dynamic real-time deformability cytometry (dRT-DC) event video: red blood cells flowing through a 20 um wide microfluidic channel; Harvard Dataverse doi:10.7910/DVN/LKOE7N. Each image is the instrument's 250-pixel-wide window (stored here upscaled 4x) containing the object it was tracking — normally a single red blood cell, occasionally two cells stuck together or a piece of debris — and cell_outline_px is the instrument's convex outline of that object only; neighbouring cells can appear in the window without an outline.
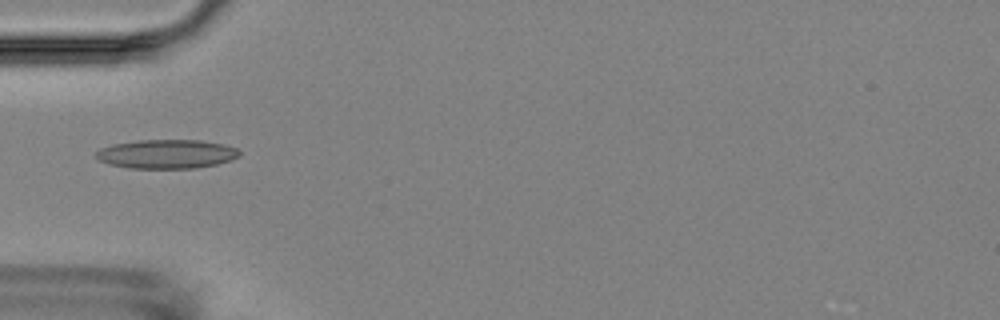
{"species": "Egyptian fruit bat (a non-hibernating species)", "species_latin": "Rousettus aegyptiacus", "temperature_condition": "room temperature", "stored_images_in_passage": 5, "camera_frame_rate_fps": 3000, "um_per_image_px": 0.085, "animal": {"sex": "female"}, "frame": {"image": 1, "passage_image": 1, "time_ms": 0.0, "image_size_px": [1000, 320], "cell_outline_px": [[240, 156], [232, 160], [216, 164], [196, 168], [128, 168], [108, 164], [100, 160], [96, 156], [96, 152], [100, 148], [112, 144], [136, 140], [200, 140], [224, 144], [236, 148], [240, 152]], "centroid_in_image_um": [14.17, 13.09], "position_along_channel_um": 70.8, "area_um2": 24.33}}
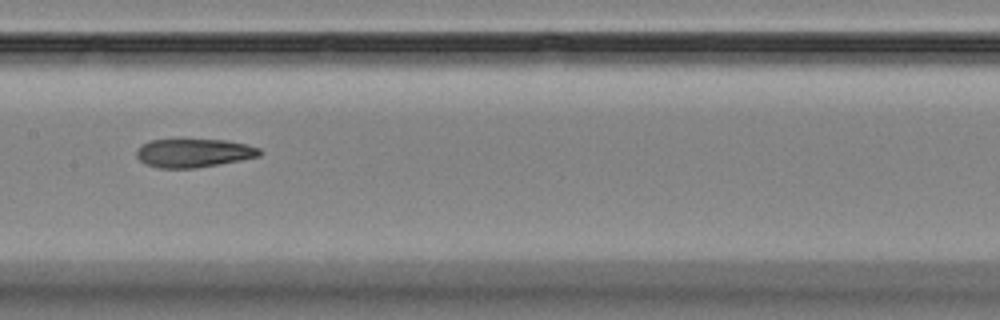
{"frame": {"image": 2, "passage_image": 4, "time_ms": 3.333, "image_size_px": [1000, 320], "cell_outline_px": [[260, 156], [240, 160], [192, 168], [160, 168], [144, 164], [136, 156], [136, 152], [140, 144], [148, 140], [228, 140], [260, 148]], "centroid_in_image_um": [16.41, 13.0], "position_along_channel_um": 191.0, "area_um2": 20.29}}
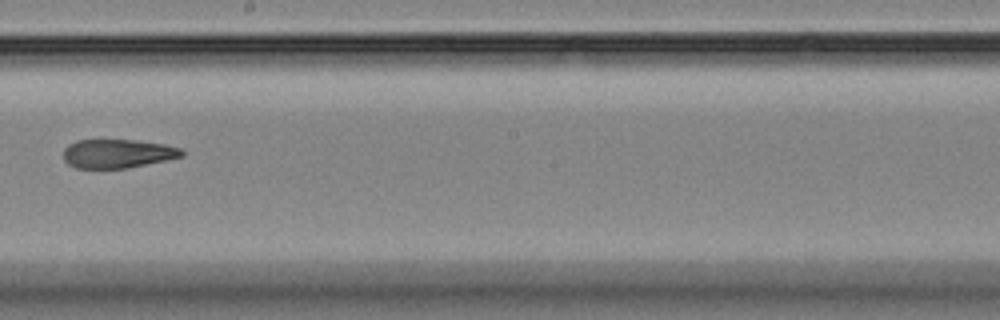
{"frame": {"image": 3, "passage_image": 5, "time_ms": 4.667, "image_size_px": [1000, 320], "cell_outline_px": [[184, 156], [168, 160], [128, 168], [76, 168], [68, 164], [64, 160], [64, 148], [68, 144], [76, 140], [136, 140], [164, 144], [180, 148], [184, 152]], "centroid_in_image_um": [10.0, 13.06], "position_along_channel_um": 238.2, "area_um2": 20.0}}